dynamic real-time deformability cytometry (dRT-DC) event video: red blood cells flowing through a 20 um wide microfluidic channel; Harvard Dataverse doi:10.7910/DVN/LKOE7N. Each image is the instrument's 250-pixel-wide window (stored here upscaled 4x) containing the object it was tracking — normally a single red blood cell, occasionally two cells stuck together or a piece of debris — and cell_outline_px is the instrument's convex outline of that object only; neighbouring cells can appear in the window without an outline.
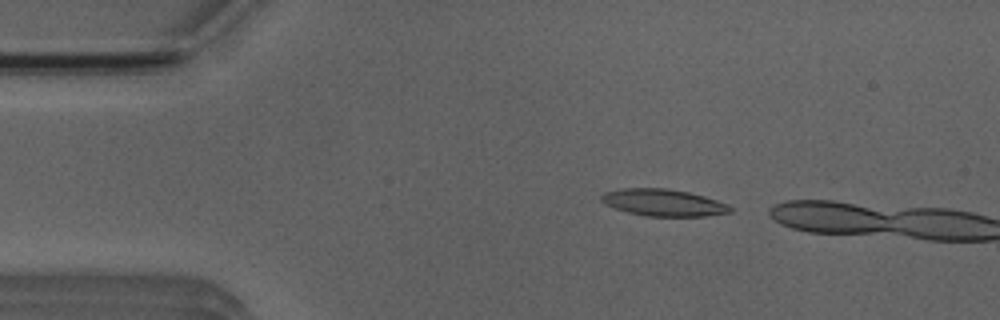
{"species": "Egyptian fruit bat (a non-hibernating species)", "species_latin": "Rousettus aegyptiacus", "temperature_condition": "room temperature", "stored_images_in_passage": 3, "camera_frame_rate_fps": 3000, "um_per_image_px": 0.085, "animal": {"sex": "male"}, "frame": {"image": 1, "passage_image": 1, "time_ms": 0.0, "image_size_px": [1000, 320], "cell_outline_px": [[732, 212], [708, 216], [648, 216], [628, 212], [604, 204], [600, 200], [600, 196], [604, 192], [624, 188], [664, 188], [688, 192], [704, 196], [728, 204], [732, 208]], "centroid_in_image_um": [56.39, 17.22], "position_along_channel_um": 28.6, "area_um2": 20.17}}